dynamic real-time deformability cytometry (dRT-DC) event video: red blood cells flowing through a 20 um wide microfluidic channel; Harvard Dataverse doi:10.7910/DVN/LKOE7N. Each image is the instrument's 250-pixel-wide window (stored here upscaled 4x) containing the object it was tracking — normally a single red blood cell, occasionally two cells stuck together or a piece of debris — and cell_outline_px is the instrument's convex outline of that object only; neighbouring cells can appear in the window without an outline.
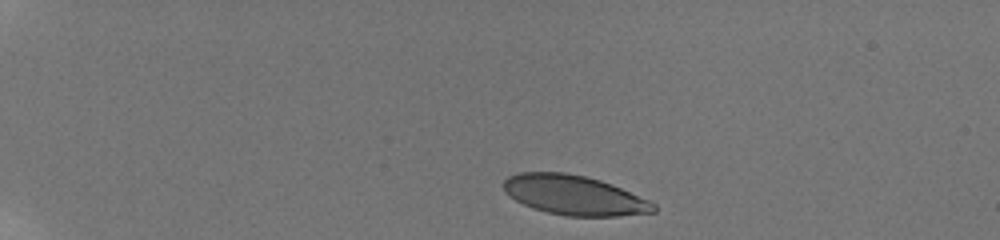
{"species": "human", "species_latin": "Homo sapiens", "temperature_condition": "room temperature", "stored_images_in_passage": 4, "camera_frame_rate_fps": 3000, "um_per_image_px": 0.085, "donor": {"sex": "male"}, "frame": {"image": 1, "passage_image": 1, "time_ms": 0.0, "image_size_px": [1000, 240], "cell_outline_px": [[656, 212], [616, 216], [568, 216], [548, 212], [532, 208], [508, 196], [504, 192], [504, 180], [508, 176], [520, 172], [564, 172], [584, 176], [600, 180], [612, 184], [648, 200], [656, 204]], "centroid_in_image_um": [48.79, 16.59], "position_along_channel_um": 36.2, "area_um2": 34.56}}